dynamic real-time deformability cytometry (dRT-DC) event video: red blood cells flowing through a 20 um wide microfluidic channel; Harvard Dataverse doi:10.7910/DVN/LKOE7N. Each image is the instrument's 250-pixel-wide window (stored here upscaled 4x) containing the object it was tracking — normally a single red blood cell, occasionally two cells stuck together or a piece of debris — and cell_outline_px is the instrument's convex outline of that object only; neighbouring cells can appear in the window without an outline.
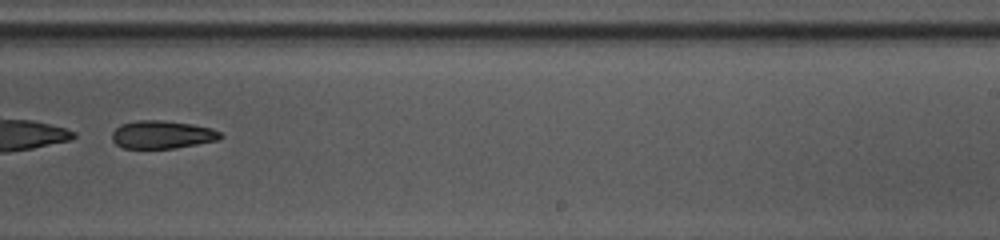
{"species": "common noctule bat (a hibernating species)", "species_latin": "Nyctalus noctula", "temperature_condition": "warm", "stored_images_in_passage": 36, "camera_frame_rate_fps": 3000, "um_per_image_px": 0.085, "animal": {"sex": "female", "body_mass_g": 10.0, "forearm_length_mm": 53.1}, "frame": {"image": 1, "passage_image": 21, "time_ms": 6.667, "image_size_px": [1000, 240], "cell_outline_px": [[224, 136], [216, 140], [176, 148], [124, 148], [116, 144], [112, 140], [112, 132], [120, 124], [136, 120], [164, 120], [192, 124], [212, 128], [220, 132]], "centroid_in_image_um": [13.77, 11.43], "position_along_channel_um": 275.2, "area_um2": 17.69}, "authors_computed_cell_mechanics": {"area_um2": 19.5364, "velocity_mm_per_s": 4.0901, "shape_relaxation_time_tau1_ms": 0.3045, "shape_relaxation_time_tau2_ms": null, "deformation_change_tau1": 0.2634, "deformation_change_tau2": null}}